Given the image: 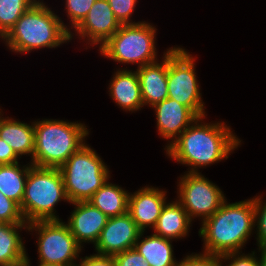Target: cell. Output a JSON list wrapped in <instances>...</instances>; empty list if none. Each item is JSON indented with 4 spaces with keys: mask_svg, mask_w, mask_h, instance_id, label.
Wrapping results in <instances>:
<instances>
[{
    "mask_svg": "<svg viewBox=\"0 0 266 266\" xmlns=\"http://www.w3.org/2000/svg\"><path fill=\"white\" fill-rule=\"evenodd\" d=\"M80 264L75 266H116L115 259L113 256L94 254L80 258Z\"/></svg>",
    "mask_w": 266,
    "mask_h": 266,
    "instance_id": "cell-32",
    "label": "cell"
},
{
    "mask_svg": "<svg viewBox=\"0 0 266 266\" xmlns=\"http://www.w3.org/2000/svg\"><path fill=\"white\" fill-rule=\"evenodd\" d=\"M30 259L29 258H27V261L25 262V264H23V265H21V266H30V261H29Z\"/></svg>",
    "mask_w": 266,
    "mask_h": 266,
    "instance_id": "cell-36",
    "label": "cell"
},
{
    "mask_svg": "<svg viewBox=\"0 0 266 266\" xmlns=\"http://www.w3.org/2000/svg\"><path fill=\"white\" fill-rule=\"evenodd\" d=\"M61 200L69 202L59 168L31 165L20 206L25 222L61 220L54 212Z\"/></svg>",
    "mask_w": 266,
    "mask_h": 266,
    "instance_id": "cell-5",
    "label": "cell"
},
{
    "mask_svg": "<svg viewBox=\"0 0 266 266\" xmlns=\"http://www.w3.org/2000/svg\"><path fill=\"white\" fill-rule=\"evenodd\" d=\"M141 232L128 212L109 217L94 245L95 250L97 254L108 256L122 253L134 248Z\"/></svg>",
    "mask_w": 266,
    "mask_h": 266,
    "instance_id": "cell-11",
    "label": "cell"
},
{
    "mask_svg": "<svg viewBox=\"0 0 266 266\" xmlns=\"http://www.w3.org/2000/svg\"><path fill=\"white\" fill-rule=\"evenodd\" d=\"M255 220L254 198L227 203L202 222L199 236L204 241V253L222 256L240 252L251 236Z\"/></svg>",
    "mask_w": 266,
    "mask_h": 266,
    "instance_id": "cell-2",
    "label": "cell"
},
{
    "mask_svg": "<svg viewBox=\"0 0 266 266\" xmlns=\"http://www.w3.org/2000/svg\"><path fill=\"white\" fill-rule=\"evenodd\" d=\"M121 24L116 19L107 0H96L84 20L75 28L77 36L86 38L88 44L106 43Z\"/></svg>",
    "mask_w": 266,
    "mask_h": 266,
    "instance_id": "cell-12",
    "label": "cell"
},
{
    "mask_svg": "<svg viewBox=\"0 0 266 266\" xmlns=\"http://www.w3.org/2000/svg\"><path fill=\"white\" fill-rule=\"evenodd\" d=\"M37 0H0V37L3 39Z\"/></svg>",
    "mask_w": 266,
    "mask_h": 266,
    "instance_id": "cell-24",
    "label": "cell"
},
{
    "mask_svg": "<svg viewBox=\"0 0 266 266\" xmlns=\"http://www.w3.org/2000/svg\"><path fill=\"white\" fill-rule=\"evenodd\" d=\"M27 230L38 232V263L75 266L82 245L76 241L65 222L62 220L34 221L28 223Z\"/></svg>",
    "mask_w": 266,
    "mask_h": 266,
    "instance_id": "cell-9",
    "label": "cell"
},
{
    "mask_svg": "<svg viewBox=\"0 0 266 266\" xmlns=\"http://www.w3.org/2000/svg\"><path fill=\"white\" fill-rule=\"evenodd\" d=\"M110 7L119 21L122 24H134L139 22H133L130 20L134 8L136 7L137 0H107Z\"/></svg>",
    "mask_w": 266,
    "mask_h": 266,
    "instance_id": "cell-28",
    "label": "cell"
},
{
    "mask_svg": "<svg viewBox=\"0 0 266 266\" xmlns=\"http://www.w3.org/2000/svg\"><path fill=\"white\" fill-rule=\"evenodd\" d=\"M129 192L108 180L88 200L107 217H115L128 212Z\"/></svg>",
    "mask_w": 266,
    "mask_h": 266,
    "instance_id": "cell-22",
    "label": "cell"
},
{
    "mask_svg": "<svg viewBox=\"0 0 266 266\" xmlns=\"http://www.w3.org/2000/svg\"><path fill=\"white\" fill-rule=\"evenodd\" d=\"M34 131L35 146L31 164L48 168H60L85 144V137L89 135L84 123L56 119L35 121Z\"/></svg>",
    "mask_w": 266,
    "mask_h": 266,
    "instance_id": "cell-4",
    "label": "cell"
},
{
    "mask_svg": "<svg viewBox=\"0 0 266 266\" xmlns=\"http://www.w3.org/2000/svg\"><path fill=\"white\" fill-rule=\"evenodd\" d=\"M141 232L134 248L146 259L150 266H177L178 261L174 258L172 240L165 239L154 233L144 237Z\"/></svg>",
    "mask_w": 266,
    "mask_h": 266,
    "instance_id": "cell-21",
    "label": "cell"
},
{
    "mask_svg": "<svg viewBox=\"0 0 266 266\" xmlns=\"http://www.w3.org/2000/svg\"><path fill=\"white\" fill-rule=\"evenodd\" d=\"M195 58L181 47L168 51V98L188 107L197 117L205 116L201 100L200 85L197 83Z\"/></svg>",
    "mask_w": 266,
    "mask_h": 266,
    "instance_id": "cell-8",
    "label": "cell"
},
{
    "mask_svg": "<svg viewBox=\"0 0 266 266\" xmlns=\"http://www.w3.org/2000/svg\"><path fill=\"white\" fill-rule=\"evenodd\" d=\"M177 199L191 221L199 217L202 222L212 216L226 200L222 190L201 173H189L180 177ZM202 217V218H201Z\"/></svg>",
    "mask_w": 266,
    "mask_h": 266,
    "instance_id": "cell-10",
    "label": "cell"
},
{
    "mask_svg": "<svg viewBox=\"0 0 266 266\" xmlns=\"http://www.w3.org/2000/svg\"><path fill=\"white\" fill-rule=\"evenodd\" d=\"M255 255L256 254L254 251H252L251 254L248 253L246 255L244 253L241 255L240 252H231L220 257L222 262L231 260L226 266H260V259L258 260L257 256L255 257Z\"/></svg>",
    "mask_w": 266,
    "mask_h": 266,
    "instance_id": "cell-31",
    "label": "cell"
},
{
    "mask_svg": "<svg viewBox=\"0 0 266 266\" xmlns=\"http://www.w3.org/2000/svg\"><path fill=\"white\" fill-rule=\"evenodd\" d=\"M71 204L75 207L68 219V224L66 223L71 234L80 245L83 244L82 242H91L95 245L109 217L88 201Z\"/></svg>",
    "mask_w": 266,
    "mask_h": 266,
    "instance_id": "cell-14",
    "label": "cell"
},
{
    "mask_svg": "<svg viewBox=\"0 0 266 266\" xmlns=\"http://www.w3.org/2000/svg\"><path fill=\"white\" fill-rule=\"evenodd\" d=\"M191 222L178 200L166 202L153 228L154 234L170 240L182 239L187 236Z\"/></svg>",
    "mask_w": 266,
    "mask_h": 266,
    "instance_id": "cell-19",
    "label": "cell"
},
{
    "mask_svg": "<svg viewBox=\"0 0 266 266\" xmlns=\"http://www.w3.org/2000/svg\"><path fill=\"white\" fill-rule=\"evenodd\" d=\"M222 264L220 256L203 252L187 255L181 262H178L177 266H222Z\"/></svg>",
    "mask_w": 266,
    "mask_h": 266,
    "instance_id": "cell-29",
    "label": "cell"
},
{
    "mask_svg": "<svg viewBox=\"0 0 266 266\" xmlns=\"http://www.w3.org/2000/svg\"><path fill=\"white\" fill-rule=\"evenodd\" d=\"M73 34L43 0L33 4L3 38L11 51L26 53L44 47L56 48Z\"/></svg>",
    "mask_w": 266,
    "mask_h": 266,
    "instance_id": "cell-3",
    "label": "cell"
},
{
    "mask_svg": "<svg viewBox=\"0 0 266 266\" xmlns=\"http://www.w3.org/2000/svg\"><path fill=\"white\" fill-rule=\"evenodd\" d=\"M166 192L156 187L145 186L134 194H129L128 213L142 232L148 226L154 228L156 225L167 202Z\"/></svg>",
    "mask_w": 266,
    "mask_h": 266,
    "instance_id": "cell-13",
    "label": "cell"
},
{
    "mask_svg": "<svg viewBox=\"0 0 266 266\" xmlns=\"http://www.w3.org/2000/svg\"><path fill=\"white\" fill-rule=\"evenodd\" d=\"M168 50L163 54L161 63L154 62L137 68L141 95L144 105L152 107L168 98Z\"/></svg>",
    "mask_w": 266,
    "mask_h": 266,
    "instance_id": "cell-16",
    "label": "cell"
},
{
    "mask_svg": "<svg viewBox=\"0 0 266 266\" xmlns=\"http://www.w3.org/2000/svg\"><path fill=\"white\" fill-rule=\"evenodd\" d=\"M32 164L21 168L19 162L0 165V192L21 206L29 168Z\"/></svg>",
    "mask_w": 266,
    "mask_h": 266,
    "instance_id": "cell-23",
    "label": "cell"
},
{
    "mask_svg": "<svg viewBox=\"0 0 266 266\" xmlns=\"http://www.w3.org/2000/svg\"><path fill=\"white\" fill-rule=\"evenodd\" d=\"M0 221L6 224L26 223L20 206L0 192Z\"/></svg>",
    "mask_w": 266,
    "mask_h": 266,
    "instance_id": "cell-27",
    "label": "cell"
},
{
    "mask_svg": "<svg viewBox=\"0 0 266 266\" xmlns=\"http://www.w3.org/2000/svg\"><path fill=\"white\" fill-rule=\"evenodd\" d=\"M204 117L206 116L198 117L165 150L169 158L191 166L189 173H198L197 167L227 159L241 144V140L233 134L230 126L224 122H200Z\"/></svg>",
    "mask_w": 266,
    "mask_h": 266,
    "instance_id": "cell-1",
    "label": "cell"
},
{
    "mask_svg": "<svg viewBox=\"0 0 266 266\" xmlns=\"http://www.w3.org/2000/svg\"><path fill=\"white\" fill-rule=\"evenodd\" d=\"M28 223L0 225V266H21L27 261L24 243L19 229H27ZM18 230V231H17Z\"/></svg>",
    "mask_w": 266,
    "mask_h": 266,
    "instance_id": "cell-20",
    "label": "cell"
},
{
    "mask_svg": "<svg viewBox=\"0 0 266 266\" xmlns=\"http://www.w3.org/2000/svg\"><path fill=\"white\" fill-rule=\"evenodd\" d=\"M152 108L156 112L159 135L172 140L164 150L198 118L188 107L171 98L156 103Z\"/></svg>",
    "mask_w": 266,
    "mask_h": 266,
    "instance_id": "cell-15",
    "label": "cell"
},
{
    "mask_svg": "<svg viewBox=\"0 0 266 266\" xmlns=\"http://www.w3.org/2000/svg\"><path fill=\"white\" fill-rule=\"evenodd\" d=\"M96 0H66V13L74 29L84 20Z\"/></svg>",
    "mask_w": 266,
    "mask_h": 266,
    "instance_id": "cell-25",
    "label": "cell"
},
{
    "mask_svg": "<svg viewBox=\"0 0 266 266\" xmlns=\"http://www.w3.org/2000/svg\"><path fill=\"white\" fill-rule=\"evenodd\" d=\"M18 158L8 143L0 137V165L16 163Z\"/></svg>",
    "mask_w": 266,
    "mask_h": 266,
    "instance_id": "cell-33",
    "label": "cell"
},
{
    "mask_svg": "<svg viewBox=\"0 0 266 266\" xmlns=\"http://www.w3.org/2000/svg\"><path fill=\"white\" fill-rule=\"evenodd\" d=\"M110 97L126 111H137L144 104L137 71L119 69L109 85Z\"/></svg>",
    "mask_w": 266,
    "mask_h": 266,
    "instance_id": "cell-17",
    "label": "cell"
},
{
    "mask_svg": "<svg viewBox=\"0 0 266 266\" xmlns=\"http://www.w3.org/2000/svg\"><path fill=\"white\" fill-rule=\"evenodd\" d=\"M113 257L116 266H150L146 259L135 248L118 253Z\"/></svg>",
    "mask_w": 266,
    "mask_h": 266,
    "instance_id": "cell-30",
    "label": "cell"
},
{
    "mask_svg": "<svg viewBox=\"0 0 266 266\" xmlns=\"http://www.w3.org/2000/svg\"><path fill=\"white\" fill-rule=\"evenodd\" d=\"M69 203L88 201L109 179V169L96 153L84 144L59 168Z\"/></svg>",
    "mask_w": 266,
    "mask_h": 266,
    "instance_id": "cell-6",
    "label": "cell"
},
{
    "mask_svg": "<svg viewBox=\"0 0 266 266\" xmlns=\"http://www.w3.org/2000/svg\"><path fill=\"white\" fill-rule=\"evenodd\" d=\"M38 266H60V265L39 263Z\"/></svg>",
    "mask_w": 266,
    "mask_h": 266,
    "instance_id": "cell-35",
    "label": "cell"
},
{
    "mask_svg": "<svg viewBox=\"0 0 266 266\" xmlns=\"http://www.w3.org/2000/svg\"><path fill=\"white\" fill-rule=\"evenodd\" d=\"M262 196L254 197L255 220L257 226V244L259 250H266V201L263 203ZM263 203V204H262ZM257 223V224H256Z\"/></svg>",
    "mask_w": 266,
    "mask_h": 266,
    "instance_id": "cell-26",
    "label": "cell"
},
{
    "mask_svg": "<svg viewBox=\"0 0 266 266\" xmlns=\"http://www.w3.org/2000/svg\"><path fill=\"white\" fill-rule=\"evenodd\" d=\"M155 26L145 21L122 24L100 48V54L115 62L138 64V68L157 62Z\"/></svg>",
    "mask_w": 266,
    "mask_h": 266,
    "instance_id": "cell-7",
    "label": "cell"
},
{
    "mask_svg": "<svg viewBox=\"0 0 266 266\" xmlns=\"http://www.w3.org/2000/svg\"><path fill=\"white\" fill-rule=\"evenodd\" d=\"M260 253V266H266V250H259Z\"/></svg>",
    "mask_w": 266,
    "mask_h": 266,
    "instance_id": "cell-34",
    "label": "cell"
},
{
    "mask_svg": "<svg viewBox=\"0 0 266 266\" xmlns=\"http://www.w3.org/2000/svg\"><path fill=\"white\" fill-rule=\"evenodd\" d=\"M0 111V137L12 148L18 157L31 155L35 146L34 122L30 124L3 118Z\"/></svg>",
    "mask_w": 266,
    "mask_h": 266,
    "instance_id": "cell-18",
    "label": "cell"
}]
</instances>
